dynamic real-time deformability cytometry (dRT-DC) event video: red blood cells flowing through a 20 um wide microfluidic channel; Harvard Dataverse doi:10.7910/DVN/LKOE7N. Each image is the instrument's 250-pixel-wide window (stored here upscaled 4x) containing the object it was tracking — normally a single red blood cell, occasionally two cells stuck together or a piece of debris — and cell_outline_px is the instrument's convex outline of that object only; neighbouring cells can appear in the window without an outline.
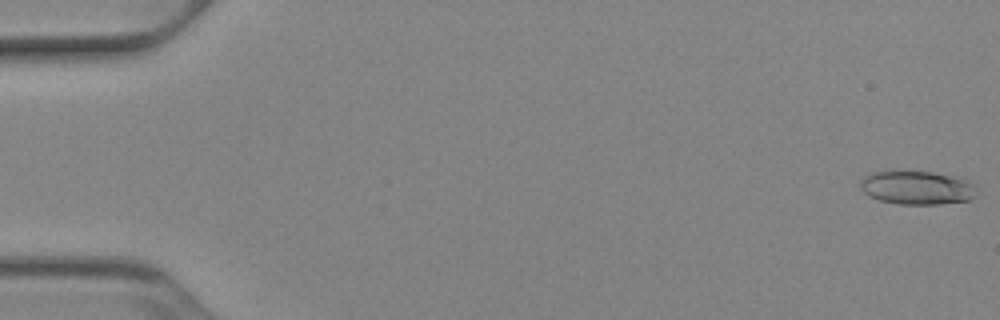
{"species": "Egyptian fruit bat (a non-hibernating species)", "species_latin": "Rousettus aegyptiacus", "temperature_condition": "cold", "stored_images_in_passage": 16, "camera_frame_rate_fps": 3000, "um_per_image_px": 0.085, "animal": {"sex": "female"}, "frame": {"image": 1, "passage_image": 1, "time_ms": 0.0, "image_size_px": [1000, 320], "cell_outline_px": [[972, 196], [968, 200], [940, 204], [900, 204], [880, 200], [868, 196], [860, 188], [860, 184], [864, 176], [868, 172], [892, 168], [896, 168], [932, 172], [968, 180], [972, 184]], "centroid_in_image_um": [77.79, 15.9], "position_along_channel_um": 7.2, "area_um2": 23.18}}
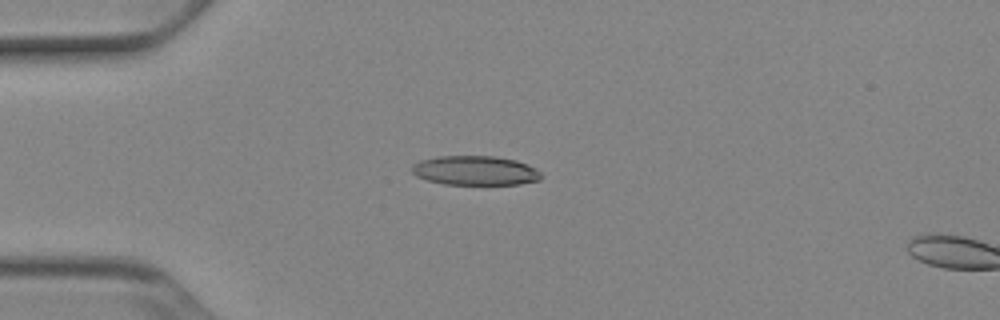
{"frame": {"image": 2, "passage_image": 14, "time_ms": 4.333, "image_size_px": [1000, 320], "cell_outline_px": [[544, 176], [540, 180], [520, 184], [444, 184], [428, 180], [416, 176], [412, 172], [412, 164], [420, 160], [440, 156], [496, 156], [516, 160], [528, 164], [536, 168]], "centroid_in_image_um": [40.43, 14.49], "position_along_channel_um": 44.6, "area_um2": 22.25}}